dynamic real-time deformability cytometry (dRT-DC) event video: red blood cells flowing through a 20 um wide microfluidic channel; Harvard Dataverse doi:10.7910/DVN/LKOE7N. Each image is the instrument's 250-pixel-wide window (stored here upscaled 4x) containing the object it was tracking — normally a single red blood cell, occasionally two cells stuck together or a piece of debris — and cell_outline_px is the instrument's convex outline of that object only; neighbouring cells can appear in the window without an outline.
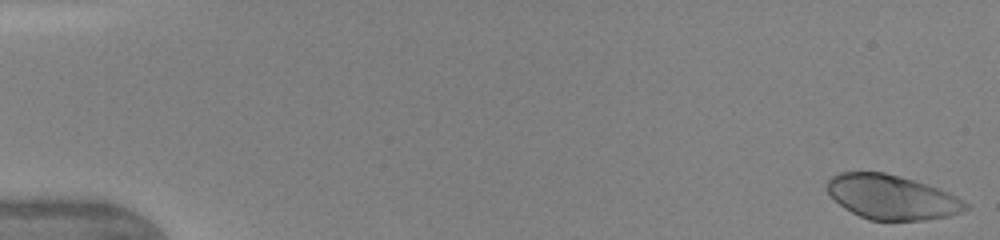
{"species": "human", "species_latin": "Homo sapiens", "temperature_condition": "warm", "stored_images_in_passage": 29, "camera_frame_rate_fps": 3000, "um_per_image_px": 0.085, "donor": {"sex": "female"}, "frame": {"image": 1, "passage_image": 1, "time_ms": 0.0, "image_size_px": [1000, 240], "cell_outline_px": [[968, 208], [960, 212], [948, 216], [924, 220], [868, 220], [844, 208], [828, 192], [828, 180], [832, 176], [840, 172], [884, 172], [900, 176], [948, 192], [964, 200], [968, 204]], "centroid_in_image_um": [75.8, 16.76], "position_along_channel_um": 9.2, "area_um2": 35.43}}
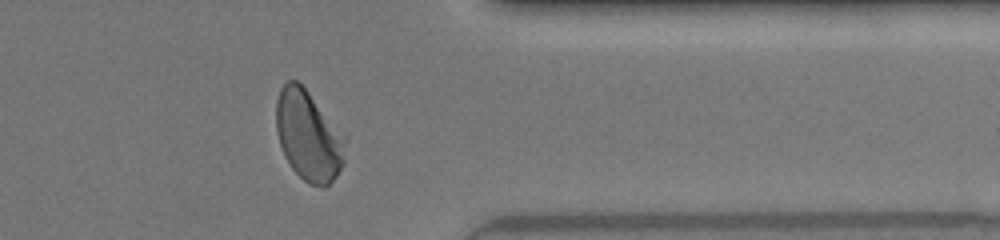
{"frame": {"image": 2, "passage_image": 23, "time_ms": 12.667, "image_size_px": [1000, 240], "cell_outline_px": [[348, 136], [344, 164], [336, 176], [324, 188], [320, 188], [308, 184], [292, 168], [284, 156], [276, 132], [276, 100], [280, 88], [288, 80], [296, 80], [308, 92]], "centroid_in_image_um": [26.26, 11.55], "position_along_channel_um": 385.1, "area_um2": 36.93}}
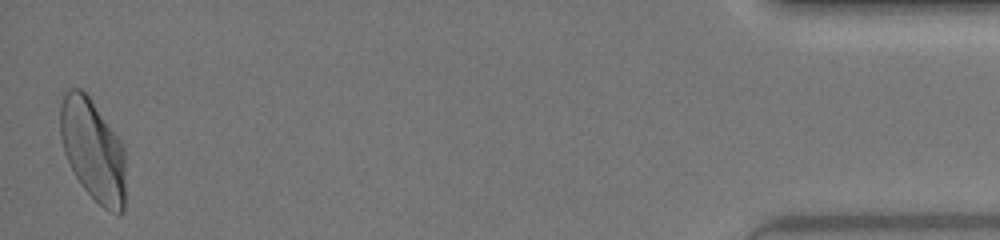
{"frame": {"image": 3, "passage_image": 29, "time_ms": 15.333, "image_size_px": [1000, 240], "cell_outline_px": [[124, 212], [112, 212], [104, 208], [80, 184], [64, 152], [60, 136], [60, 104], [64, 92], [68, 88], [80, 88], [88, 96], [120, 140], [124, 148]], "centroid_in_image_um": [7.88, 12.73], "position_along_channel_um": 427.3, "area_um2": 38.26}, "authors_computed_cell_mechanics": {"area_um2": 36.1828, "velocity_mm_per_s": 4.268, "shape_relaxation_time_tau1_ms": 2.3346, "shape_relaxation_time_tau2_ms": null, "deformation_change_tau1": 0.1524, "deformation_change_tau2": null}}